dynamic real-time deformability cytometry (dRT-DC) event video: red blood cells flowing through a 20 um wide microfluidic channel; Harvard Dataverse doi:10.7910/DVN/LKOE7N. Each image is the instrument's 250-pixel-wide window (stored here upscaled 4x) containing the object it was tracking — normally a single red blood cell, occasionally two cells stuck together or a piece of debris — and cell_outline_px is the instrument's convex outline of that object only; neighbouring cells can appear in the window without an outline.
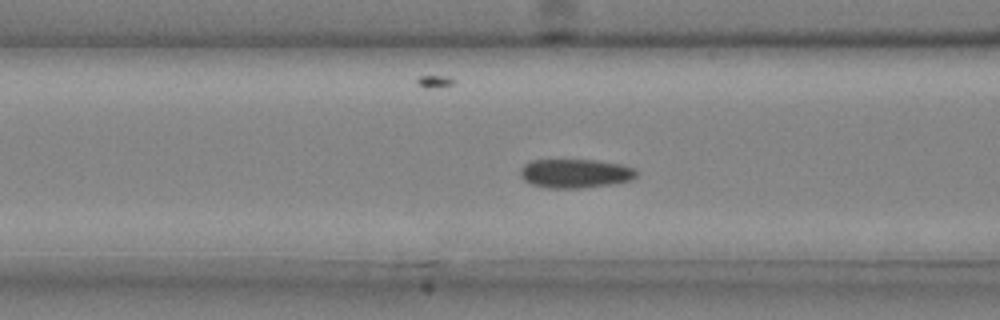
{"species": "common noctule bat (a hibernating species)", "species_latin": "Nyctalus noctula", "temperature_condition": "cold", "stored_images_in_passage": 41, "camera_frame_rate_fps": 3000, "um_per_image_px": 0.085, "animal": {"sex": "male", "body_mass_g": 20.4}, "frame": {"image": 1, "passage_image": 16, "time_ms": 5.0, "image_size_px": [1000, 320], "cell_outline_px": [[636, 176], [632, 180], [608, 184], [580, 188], [548, 188], [532, 184], [524, 180], [520, 176], [520, 168], [524, 164], [532, 160], [596, 160], [620, 164], [636, 168]], "centroid_in_image_um": [48.88, 14.73], "position_along_channel_um": 117.7, "area_um2": 19.54}}
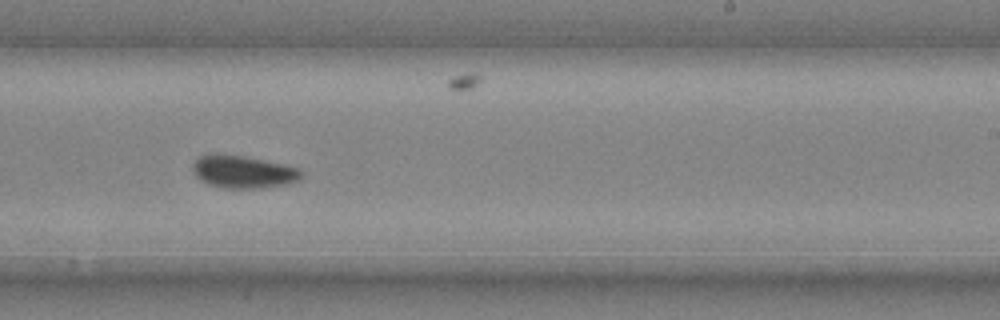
{"frame": {"image": 2, "passage_image": 26, "time_ms": 8.333, "image_size_px": [1000, 320], "cell_outline_px": [[304, 176], [300, 180], [288, 184], [256, 188], [224, 188], [208, 184], [200, 180], [196, 176], [192, 168], [192, 164], [200, 156], [208, 152], [216, 152], [244, 156], [284, 164], [300, 168], [304, 172]], "centroid_in_image_um": [20.68, 14.58], "position_along_channel_um": 268.3, "area_um2": 21.1}}
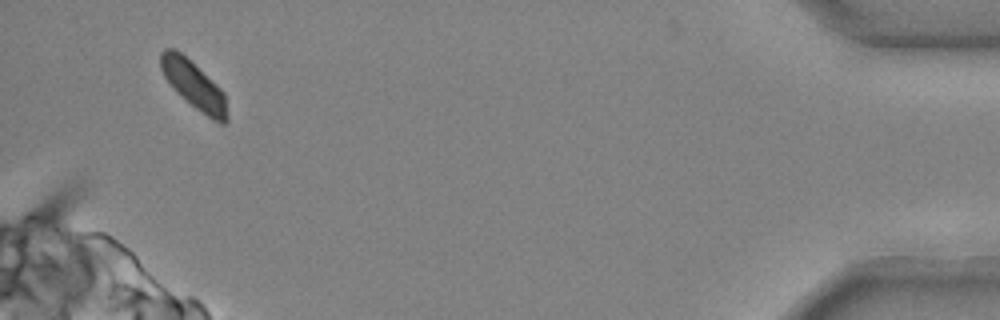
{"frame": {"image": 3, "passage_image": 40, "time_ms": 13.0, "image_size_px": [1000, 320], "cell_outline_px": [[228, 120], [224, 124], [220, 124], [212, 120], [180, 96], [176, 92], [164, 76], [160, 68], [160, 52], [164, 48], [172, 48], [180, 52], [216, 84], [224, 92], [228, 116]], "centroid_in_image_um": [16.47, 7.25], "position_along_channel_um": 418.7, "area_um2": 18.32}}